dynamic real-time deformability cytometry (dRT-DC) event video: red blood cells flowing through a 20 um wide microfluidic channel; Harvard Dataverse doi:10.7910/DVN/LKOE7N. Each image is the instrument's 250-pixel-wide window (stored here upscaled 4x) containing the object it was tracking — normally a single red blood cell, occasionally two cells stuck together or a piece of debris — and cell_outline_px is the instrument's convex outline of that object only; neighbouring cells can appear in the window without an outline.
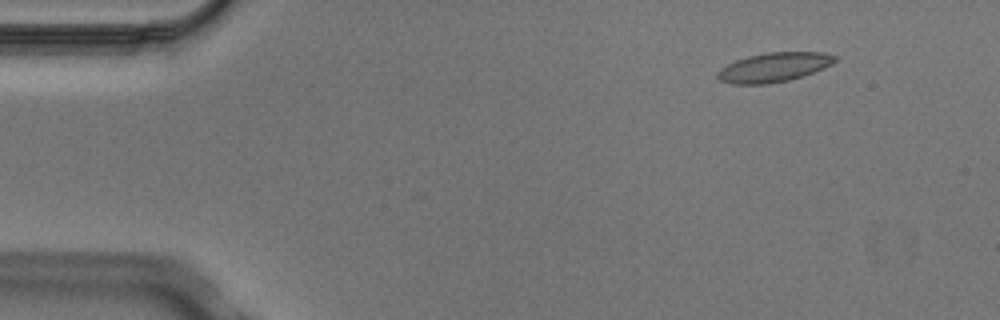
{"species": "Egyptian fruit bat (a non-hibernating species)", "species_latin": "Rousettus aegyptiacus", "temperature_condition": "cold", "stored_images_in_passage": 4, "camera_frame_rate_fps": 3000, "um_per_image_px": 0.085, "animal": {"sex": "male"}, "frame": {"image": 1, "passage_image": 1, "time_ms": 0.0, "image_size_px": [1000, 320], "cell_outline_px": [[836, 60], [832, 64], [824, 68], [788, 80], [768, 84], [728, 84], [720, 80], [716, 76], [716, 72], [720, 68], [736, 60], [748, 56], [768, 52], [824, 52], [836, 56]], "centroid_in_image_um": [65.74, 5.72], "position_along_channel_um": 19.3, "area_um2": 20.0}}
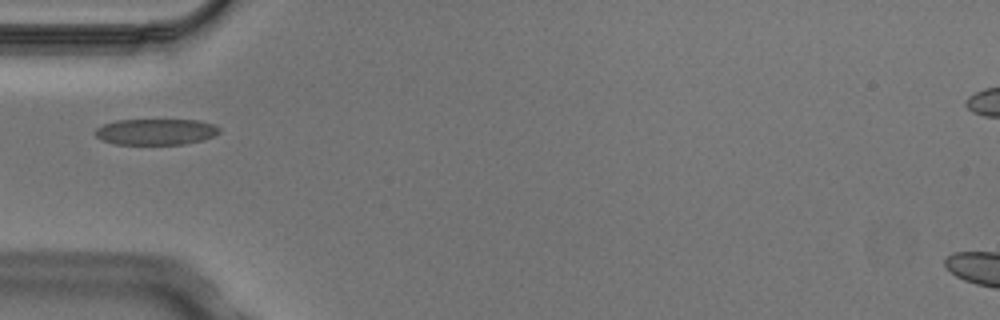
{"frame": {"image": 2, "passage_image": 4, "time_ms": 1.0, "image_size_px": [1000, 320], "cell_outline_px": [[220, 132], [204, 140], [184, 144], [116, 144], [104, 140], [96, 136], [92, 132], [96, 128], [104, 124], [116, 120], [200, 120], [212, 124], [220, 128]], "centroid_in_image_um": [13.25, 11.2], "position_along_channel_um": 71.8, "area_um2": 18.84}}